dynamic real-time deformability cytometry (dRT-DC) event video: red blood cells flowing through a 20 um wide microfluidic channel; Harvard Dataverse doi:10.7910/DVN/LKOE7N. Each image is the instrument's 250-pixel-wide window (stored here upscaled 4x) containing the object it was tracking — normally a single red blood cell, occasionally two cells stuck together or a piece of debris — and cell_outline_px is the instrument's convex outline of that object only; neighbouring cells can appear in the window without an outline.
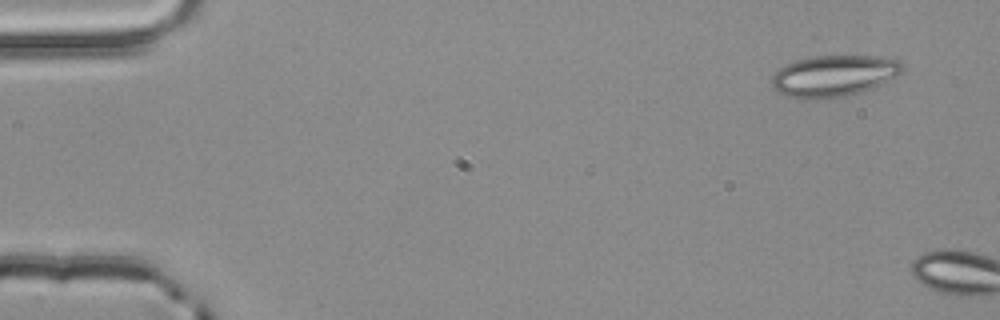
{"species": "common noctule bat (a hibernating species)", "species_latin": "Nyctalus noctula", "temperature_condition": "room temperature", "stored_images_in_passage": 2, "camera_frame_rate_fps": 3000, "um_per_image_px": 0.085, "animal": {"sex": "male", "body_mass_g": 20.4}, "frame": {"image": 1, "passage_image": 1, "time_ms": 0.0, "image_size_px": [1000, 320], "cell_outline_px": [[904, 72], [872, 88], [860, 92], [844, 96], [816, 100], [800, 100], [784, 96], [776, 92], [772, 88], [772, 76], [780, 68], [796, 60], [812, 56], [876, 56], [900, 60], [904, 64]], "centroid_in_image_um": [70.85, 6.47], "position_along_channel_um": 14.1, "area_um2": 31.91}}